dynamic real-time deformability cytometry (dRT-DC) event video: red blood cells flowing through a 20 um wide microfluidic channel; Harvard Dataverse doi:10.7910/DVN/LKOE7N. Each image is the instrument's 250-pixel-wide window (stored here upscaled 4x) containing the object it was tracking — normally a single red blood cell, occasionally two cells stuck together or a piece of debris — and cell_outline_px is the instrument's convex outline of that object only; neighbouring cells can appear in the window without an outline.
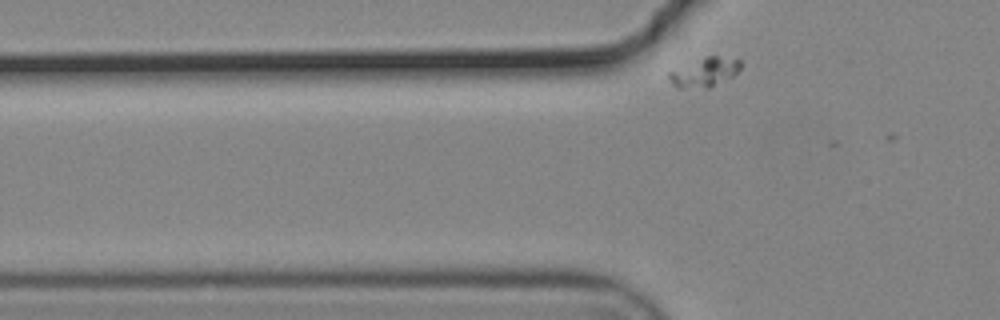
{"species": "common noctule bat (a hibernating species)", "species_latin": "Nyctalus noctula", "temperature_condition": "cold", "stored_images_in_passage": 7, "camera_frame_rate_fps": 3000, "um_per_image_px": 0.085, "animal": {"sex": "male", "body_mass_g": 19.2, "forearm_length_mm": 51.8}, "frame": {"image": 1, "passage_image": 3, "time_ms": 0.667, "image_size_px": [1000, 320], "cell_outline_px": [[744, 64], [732, 76], [708, 88], [676, 88], [672, 84], [668, 76], [668, 72], [708, 56], [716, 56], [740, 60]], "centroid_in_image_um": [59.88, 6.16], "position_along_channel_um": 65.9, "area_um2": 11.85}}